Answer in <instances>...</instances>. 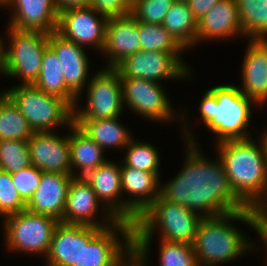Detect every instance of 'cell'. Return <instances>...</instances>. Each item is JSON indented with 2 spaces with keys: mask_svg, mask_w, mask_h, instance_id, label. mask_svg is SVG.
Instances as JSON below:
<instances>
[{
  "mask_svg": "<svg viewBox=\"0 0 267 266\" xmlns=\"http://www.w3.org/2000/svg\"><path fill=\"white\" fill-rule=\"evenodd\" d=\"M186 133L188 154L185 165L178 175L160 187V196L171 203L185 206L202 218L248 209L234 193L221 159L214 162L203 157L191 132Z\"/></svg>",
  "mask_w": 267,
  "mask_h": 266,
  "instance_id": "obj_1",
  "label": "cell"
},
{
  "mask_svg": "<svg viewBox=\"0 0 267 266\" xmlns=\"http://www.w3.org/2000/svg\"><path fill=\"white\" fill-rule=\"evenodd\" d=\"M230 220L244 221L263 239V216L256 209L248 208L216 217L202 218L192 243L198 266L225 263L243 255V252L254 249V244L247 241L238 228L229 224Z\"/></svg>",
  "mask_w": 267,
  "mask_h": 266,
  "instance_id": "obj_2",
  "label": "cell"
},
{
  "mask_svg": "<svg viewBox=\"0 0 267 266\" xmlns=\"http://www.w3.org/2000/svg\"><path fill=\"white\" fill-rule=\"evenodd\" d=\"M258 143L251 137L230 140L218 143L217 151L234 193L263 214L267 210V167L263 143Z\"/></svg>",
  "mask_w": 267,
  "mask_h": 266,
  "instance_id": "obj_3",
  "label": "cell"
},
{
  "mask_svg": "<svg viewBox=\"0 0 267 266\" xmlns=\"http://www.w3.org/2000/svg\"><path fill=\"white\" fill-rule=\"evenodd\" d=\"M201 219L196 212L159 196L133 225V249L146 259L156 227L161 231L160 240L192 245Z\"/></svg>",
  "mask_w": 267,
  "mask_h": 266,
  "instance_id": "obj_4",
  "label": "cell"
},
{
  "mask_svg": "<svg viewBox=\"0 0 267 266\" xmlns=\"http://www.w3.org/2000/svg\"><path fill=\"white\" fill-rule=\"evenodd\" d=\"M250 103L235 85H220L209 89L202 97L199 110L205 126L217 135V143L244 140L251 119Z\"/></svg>",
  "mask_w": 267,
  "mask_h": 266,
  "instance_id": "obj_5",
  "label": "cell"
},
{
  "mask_svg": "<svg viewBox=\"0 0 267 266\" xmlns=\"http://www.w3.org/2000/svg\"><path fill=\"white\" fill-rule=\"evenodd\" d=\"M4 92L34 132L52 131L56 126H71L74 122V109L65 100L46 94L33 84H20Z\"/></svg>",
  "mask_w": 267,
  "mask_h": 266,
  "instance_id": "obj_6",
  "label": "cell"
},
{
  "mask_svg": "<svg viewBox=\"0 0 267 266\" xmlns=\"http://www.w3.org/2000/svg\"><path fill=\"white\" fill-rule=\"evenodd\" d=\"M115 230L122 233L124 245ZM132 249L133 225L126 221L117 220L103 229L81 225V255L73 266H117Z\"/></svg>",
  "mask_w": 267,
  "mask_h": 266,
  "instance_id": "obj_7",
  "label": "cell"
},
{
  "mask_svg": "<svg viewBox=\"0 0 267 266\" xmlns=\"http://www.w3.org/2000/svg\"><path fill=\"white\" fill-rule=\"evenodd\" d=\"M10 43L0 71L9 77H22L23 85H32L41 71L42 58L48 47L49 34L38 30L9 27Z\"/></svg>",
  "mask_w": 267,
  "mask_h": 266,
  "instance_id": "obj_8",
  "label": "cell"
},
{
  "mask_svg": "<svg viewBox=\"0 0 267 266\" xmlns=\"http://www.w3.org/2000/svg\"><path fill=\"white\" fill-rule=\"evenodd\" d=\"M4 219L5 241L9 249L47 256L58 220L27 210Z\"/></svg>",
  "mask_w": 267,
  "mask_h": 266,
  "instance_id": "obj_9",
  "label": "cell"
},
{
  "mask_svg": "<svg viewBox=\"0 0 267 266\" xmlns=\"http://www.w3.org/2000/svg\"><path fill=\"white\" fill-rule=\"evenodd\" d=\"M86 91L87 104L81 110L74 108V119H106L121 115L124 109L121 76L114 68L98 71L88 82Z\"/></svg>",
  "mask_w": 267,
  "mask_h": 266,
  "instance_id": "obj_10",
  "label": "cell"
},
{
  "mask_svg": "<svg viewBox=\"0 0 267 266\" xmlns=\"http://www.w3.org/2000/svg\"><path fill=\"white\" fill-rule=\"evenodd\" d=\"M180 53L139 50L120 61L114 69L121 78H138L156 83L163 79L184 78L188 67L180 59Z\"/></svg>",
  "mask_w": 267,
  "mask_h": 266,
  "instance_id": "obj_11",
  "label": "cell"
},
{
  "mask_svg": "<svg viewBox=\"0 0 267 266\" xmlns=\"http://www.w3.org/2000/svg\"><path fill=\"white\" fill-rule=\"evenodd\" d=\"M107 20V16L90 6L70 8L59 12L56 32L78 45L93 44L102 51Z\"/></svg>",
  "mask_w": 267,
  "mask_h": 266,
  "instance_id": "obj_12",
  "label": "cell"
},
{
  "mask_svg": "<svg viewBox=\"0 0 267 266\" xmlns=\"http://www.w3.org/2000/svg\"><path fill=\"white\" fill-rule=\"evenodd\" d=\"M138 78H121L122 101L130 108L154 121H168L175 116L162 86Z\"/></svg>",
  "mask_w": 267,
  "mask_h": 266,
  "instance_id": "obj_13",
  "label": "cell"
},
{
  "mask_svg": "<svg viewBox=\"0 0 267 266\" xmlns=\"http://www.w3.org/2000/svg\"><path fill=\"white\" fill-rule=\"evenodd\" d=\"M31 165L42 172H58L71 175L70 145L66 135L53 131L34 132L28 139Z\"/></svg>",
  "mask_w": 267,
  "mask_h": 266,
  "instance_id": "obj_14",
  "label": "cell"
},
{
  "mask_svg": "<svg viewBox=\"0 0 267 266\" xmlns=\"http://www.w3.org/2000/svg\"><path fill=\"white\" fill-rule=\"evenodd\" d=\"M84 178L92 186L97 200L105 204L106 219L110 222L126 221V200L119 198L122 194L121 165L108 160Z\"/></svg>",
  "mask_w": 267,
  "mask_h": 266,
  "instance_id": "obj_15",
  "label": "cell"
},
{
  "mask_svg": "<svg viewBox=\"0 0 267 266\" xmlns=\"http://www.w3.org/2000/svg\"><path fill=\"white\" fill-rule=\"evenodd\" d=\"M121 179L123 190L133 198L126 201V222L134 225L137 218L160 196L159 177L126 166L121 161Z\"/></svg>",
  "mask_w": 267,
  "mask_h": 266,
  "instance_id": "obj_16",
  "label": "cell"
},
{
  "mask_svg": "<svg viewBox=\"0 0 267 266\" xmlns=\"http://www.w3.org/2000/svg\"><path fill=\"white\" fill-rule=\"evenodd\" d=\"M72 178V175L58 172H42L40 184L26 204V210L51 216L63 223L67 191Z\"/></svg>",
  "mask_w": 267,
  "mask_h": 266,
  "instance_id": "obj_17",
  "label": "cell"
},
{
  "mask_svg": "<svg viewBox=\"0 0 267 266\" xmlns=\"http://www.w3.org/2000/svg\"><path fill=\"white\" fill-rule=\"evenodd\" d=\"M48 46L55 52L61 65L66 86L81 96L89 74L88 57L81 45L67 40L56 31L49 34Z\"/></svg>",
  "mask_w": 267,
  "mask_h": 266,
  "instance_id": "obj_18",
  "label": "cell"
},
{
  "mask_svg": "<svg viewBox=\"0 0 267 266\" xmlns=\"http://www.w3.org/2000/svg\"><path fill=\"white\" fill-rule=\"evenodd\" d=\"M243 61L240 91L261 107L267 102V39H250Z\"/></svg>",
  "mask_w": 267,
  "mask_h": 266,
  "instance_id": "obj_19",
  "label": "cell"
},
{
  "mask_svg": "<svg viewBox=\"0 0 267 266\" xmlns=\"http://www.w3.org/2000/svg\"><path fill=\"white\" fill-rule=\"evenodd\" d=\"M3 5L13 9L10 27L48 34L57 29L59 12L54 0H7Z\"/></svg>",
  "mask_w": 267,
  "mask_h": 266,
  "instance_id": "obj_20",
  "label": "cell"
},
{
  "mask_svg": "<svg viewBox=\"0 0 267 266\" xmlns=\"http://www.w3.org/2000/svg\"><path fill=\"white\" fill-rule=\"evenodd\" d=\"M139 50L138 21L131 14L108 18L102 49L109 58L107 68H114L125 57Z\"/></svg>",
  "mask_w": 267,
  "mask_h": 266,
  "instance_id": "obj_21",
  "label": "cell"
},
{
  "mask_svg": "<svg viewBox=\"0 0 267 266\" xmlns=\"http://www.w3.org/2000/svg\"><path fill=\"white\" fill-rule=\"evenodd\" d=\"M99 201L92 186L84 177H73L67 191L66 205L63 213V223L86 225L92 227L106 228L108 225L94 220L99 209Z\"/></svg>",
  "mask_w": 267,
  "mask_h": 266,
  "instance_id": "obj_22",
  "label": "cell"
},
{
  "mask_svg": "<svg viewBox=\"0 0 267 266\" xmlns=\"http://www.w3.org/2000/svg\"><path fill=\"white\" fill-rule=\"evenodd\" d=\"M245 36L240 24L236 0H220L197 21V42Z\"/></svg>",
  "mask_w": 267,
  "mask_h": 266,
  "instance_id": "obj_23",
  "label": "cell"
},
{
  "mask_svg": "<svg viewBox=\"0 0 267 266\" xmlns=\"http://www.w3.org/2000/svg\"><path fill=\"white\" fill-rule=\"evenodd\" d=\"M81 255V225L59 222L51 239L47 262L57 266L77 265Z\"/></svg>",
  "mask_w": 267,
  "mask_h": 266,
  "instance_id": "obj_24",
  "label": "cell"
},
{
  "mask_svg": "<svg viewBox=\"0 0 267 266\" xmlns=\"http://www.w3.org/2000/svg\"><path fill=\"white\" fill-rule=\"evenodd\" d=\"M71 127V128H70ZM72 129L68 135L70 145V165L73 177H85L98 166L105 164L108 160L103 158L104 150L91 138L82 132L74 123L69 126ZM73 168L80 169L81 173L75 174Z\"/></svg>",
  "mask_w": 267,
  "mask_h": 266,
  "instance_id": "obj_25",
  "label": "cell"
},
{
  "mask_svg": "<svg viewBox=\"0 0 267 266\" xmlns=\"http://www.w3.org/2000/svg\"><path fill=\"white\" fill-rule=\"evenodd\" d=\"M119 117L106 119H74V124L103 150L107 147H126L132 139Z\"/></svg>",
  "mask_w": 267,
  "mask_h": 266,
  "instance_id": "obj_26",
  "label": "cell"
},
{
  "mask_svg": "<svg viewBox=\"0 0 267 266\" xmlns=\"http://www.w3.org/2000/svg\"><path fill=\"white\" fill-rule=\"evenodd\" d=\"M33 85L46 94L65 100L73 109L77 106L78 97L66 86L57 55L49 46L44 51L41 71Z\"/></svg>",
  "mask_w": 267,
  "mask_h": 266,
  "instance_id": "obj_27",
  "label": "cell"
},
{
  "mask_svg": "<svg viewBox=\"0 0 267 266\" xmlns=\"http://www.w3.org/2000/svg\"><path fill=\"white\" fill-rule=\"evenodd\" d=\"M162 25L185 49L197 43V20L187 1L176 0Z\"/></svg>",
  "mask_w": 267,
  "mask_h": 266,
  "instance_id": "obj_28",
  "label": "cell"
},
{
  "mask_svg": "<svg viewBox=\"0 0 267 266\" xmlns=\"http://www.w3.org/2000/svg\"><path fill=\"white\" fill-rule=\"evenodd\" d=\"M33 133L17 105L3 91L0 94V140L28 141Z\"/></svg>",
  "mask_w": 267,
  "mask_h": 266,
  "instance_id": "obj_29",
  "label": "cell"
},
{
  "mask_svg": "<svg viewBox=\"0 0 267 266\" xmlns=\"http://www.w3.org/2000/svg\"><path fill=\"white\" fill-rule=\"evenodd\" d=\"M240 24L250 39H267V0H236Z\"/></svg>",
  "mask_w": 267,
  "mask_h": 266,
  "instance_id": "obj_30",
  "label": "cell"
},
{
  "mask_svg": "<svg viewBox=\"0 0 267 266\" xmlns=\"http://www.w3.org/2000/svg\"><path fill=\"white\" fill-rule=\"evenodd\" d=\"M141 50L166 53H181L185 48L161 24L138 21Z\"/></svg>",
  "mask_w": 267,
  "mask_h": 266,
  "instance_id": "obj_31",
  "label": "cell"
},
{
  "mask_svg": "<svg viewBox=\"0 0 267 266\" xmlns=\"http://www.w3.org/2000/svg\"><path fill=\"white\" fill-rule=\"evenodd\" d=\"M125 148H127V152L122 162L126 166L155 173L159 177L160 156L156 147L150 145V143H139L131 139Z\"/></svg>",
  "mask_w": 267,
  "mask_h": 266,
  "instance_id": "obj_32",
  "label": "cell"
},
{
  "mask_svg": "<svg viewBox=\"0 0 267 266\" xmlns=\"http://www.w3.org/2000/svg\"><path fill=\"white\" fill-rule=\"evenodd\" d=\"M31 165L28 141L0 140V169L16 173Z\"/></svg>",
  "mask_w": 267,
  "mask_h": 266,
  "instance_id": "obj_33",
  "label": "cell"
},
{
  "mask_svg": "<svg viewBox=\"0 0 267 266\" xmlns=\"http://www.w3.org/2000/svg\"><path fill=\"white\" fill-rule=\"evenodd\" d=\"M160 241V266H198L191 244Z\"/></svg>",
  "mask_w": 267,
  "mask_h": 266,
  "instance_id": "obj_34",
  "label": "cell"
},
{
  "mask_svg": "<svg viewBox=\"0 0 267 266\" xmlns=\"http://www.w3.org/2000/svg\"><path fill=\"white\" fill-rule=\"evenodd\" d=\"M176 0H135L131 15L139 22L161 25Z\"/></svg>",
  "mask_w": 267,
  "mask_h": 266,
  "instance_id": "obj_35",
  "label": "cell"
},
{
  "mask_svg": "<svg viewBox=\"0 0 267 266\" xmlns=\"http://www.w3.org/2000/svg\"><path fill=\"white\" fill-rule=\"evenodd\" d=\"M26 210V203L20 197L11 174L0 169V216L17 214Z\"/></svg>",
  "mask_w": 267,
  "mask_h": 266,
  "instance_id": "obj_36",
  "label": "cell"
},
{
  "mask_svg": "<svg viewBox=\"0 0 267 266\" xmlns=\"http://www.w3.org/2000/svg\"><path fill=\"white\" fill-rule=\"evenodd\" d=\"M42 171L33 165L19 172L11 173V178L22 200L27 204L40 184Z\"/></svg>",
  "mask_w": 267,
  "mask_h": 266,
  "instance_id": "obj_37",
  "label": "cell"
},
{
  "mask_svg": "<svg viewBox=\"0 0 267 266\" xmlns=\"http://www.w3.org/2000/svg\"><path fill=\"white\" fill-rule=\"evenodd\" d=\"M89 6L99 13L111 17H123L131 14L130 0H90Z\"/></svg>",
  "mask_w": 267,
  "mask_h": 266,
  "instance_id": "obj_38",
  "label": "cell"
},
{
  "mask_svg": "<svg viewBox=\"0 0 267 266\" xmlns=\"http://www.w3.org/2000/svg\"><path fill=\"white\" fill-rule=\"evenodd\" d=\"M220 0H188L190 10L193 16L198 21Z\"/></svg>",
  "mask_w": 267,
  "mask_h": 266,
  "instance_id": "obj_39",
  "label": "cell"
},
{
  "mask_svg": "<svg viewBox=\"0 0 267 266\" xmlns=\"http://www.w3.org/2000/svg\"><path fill=\"white\" fill-rule=\"evenodd\" d=\"M90 0H54L58 12L65 11L70 8L89 6Z\"/></svg>",
  "mask_w": 267,
  "mask_h": 266,
  "instance_id": "obj_40",
  "label": "cell"
},
{
  "mask_svg": "<svg viewBox=\"0 0 267 266\" xmlns=\"http://www.w3.org/2000/svg\"><path fill=\"white\" fill-rule=\"evenodd\" d=\"M146 261V259H143L134 249H132L117 266H146Z\"/></svg>",
  "mask_w": 267,
  "mask_h": 266,
  "instance_id": "obj_41",
  "label": "cell"
},
{
  "mask_svg": "<svg viewBox=\"0 0 267 266\" xmlns=\"http://www.w3.org/2000/svg\"><path fill=\"white\" fill-rule=\"evenodd\" d=\"M263 216V241L267 247V210L262 214Z\"/></svg>",
  "mask_w": 267,
  "mask_h": 266,
  "instance_id": "obj_42",
  "label": "cell"
},
{
  "mask_svg": "<svg viewBox=\"0 0 267 266\" xmlns=\"http://www.w3.org/2000/svg\"><path fill=\"white\" fill-rule=\"evenodd\" d=\"M3 38L1 39L0 37V71L3 67L4 64V59H5V44L2 42Z\"/></svg>",
  "mask_w": 267,
  "mask_h": 266,
  "instance_id": "obj_43",
  "label": "cell"
},
{
  "mask_svg": "<svg viewBox=\"0 0 267 266\" xmlns=\"http://www.w3.org/2000/svg\"><path fill=\"white\" fill-rule=\"evenodd\" d=\"M261 142L263 143L265 155H266V167H267V131L262 134Z\"/></svg>",
  "mask_w": 267,
  "mask_h": 266,
  "instance_id": "obj_44",
  "label": "cell"
},
{
  "mask_svg": "<svg viewBox=\"0 0 267 266\" xmlns=\"http://www.w3.org/2000/svg\"><path fill=\"white\" fill-rule=\"evenodd\" d=\"M7 0H0V5L3 7V4L6 2Z\"/></svg>",
  "mask_w": 267,
  "mask_h": 266,
  "instance_id": "obj_45",
  "label": "cell"
},
{
  "mask_svg": "<svg viewBox=\"0 0 267 266\" xmlns=\"http://www.w3.org/2000/svg\"><path fill=\"white\" fill-rule=\"evenodd\" d=\"M45 266H57V265H53L47 262V264Z\"/></svg>",
  "mask_w": 267,
  "mask_h": 266,
  "instance_id": "obj_46",
  "label": "cell"
}]
</instances>
